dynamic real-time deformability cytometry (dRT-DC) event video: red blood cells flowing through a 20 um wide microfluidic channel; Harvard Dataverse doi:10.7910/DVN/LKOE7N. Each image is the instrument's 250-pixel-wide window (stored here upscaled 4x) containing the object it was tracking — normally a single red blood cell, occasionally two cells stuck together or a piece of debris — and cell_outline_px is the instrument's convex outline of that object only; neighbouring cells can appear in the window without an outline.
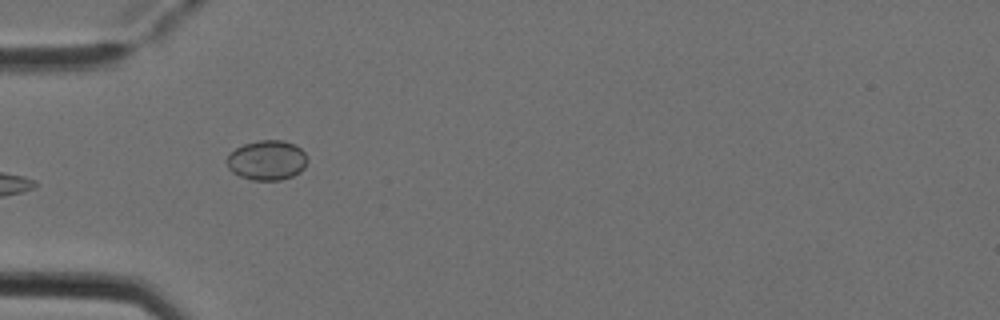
{"species": "Egyptian fruit bat (a non-hibernating species)", "species_latin": "Rousettus aegyptiacus", "temperature_condition": "cold", "stored_images_in_passage": 2, "camera_frame_rate_fps": 3000, "um_per_image_px": 0.085, "animal": {"sex": "female"}, "frame": {"image": 1, "passage_image": 2, "time_ms": 0.333, "image_size_px": [1000, 320], "cell_outline_px": [[308, 160], [304, 168], [300, 172], [292, 176], [280, 180], [252, 180], [240, 176], [232, 172], [228, 168], [228, 156], [236, 148], [244, 144], [260, 140], [284, 140], [296, 144], [304, 152]], "centroid_in_image_um": [22.73, 13.62], "position_along_channel_um": 62.3, "area_um2": 18.67}}